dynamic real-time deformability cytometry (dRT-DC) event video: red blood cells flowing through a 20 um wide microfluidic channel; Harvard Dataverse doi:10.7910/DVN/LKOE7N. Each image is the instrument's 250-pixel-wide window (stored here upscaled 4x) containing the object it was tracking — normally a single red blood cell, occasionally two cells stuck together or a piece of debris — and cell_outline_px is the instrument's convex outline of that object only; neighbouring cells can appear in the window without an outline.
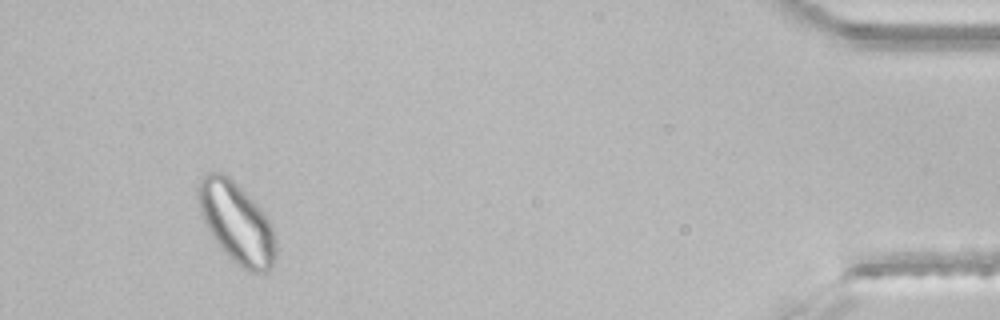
{"species": "common noctule bat (a hibernating species)", "species_latin": "Nyctalus noctula", "temperature_condition": "room temperature", "stored_images_in_passage": 44, "segment_of_instrument_passage": [2, 2], "camera_frame_rate_fps": 3000, "um_per_image_px": 0.085, "animal": {"sex": "male", "body_mass_g": 21.5, "forearm_length_mm": 52.0}, "frame": {"image": 1, "passage_image": 41, "time_ms": 13.333, "image_size_px": [1000, 320], "cell_outline_px": [[276, 256], [272, 268], [268, 272], [248, 272], [240, 268], [220, 248], [212, 236], [200, 212], [196, 188], [200, 176], [208, 172], [220, 172], [228, 176], [264, 212], [272, 228], [276, 240]], "centroid_in_image_um": [20.1, 18.96], "position_along_channel_um": 415.1, "area_um2": 36.53}}